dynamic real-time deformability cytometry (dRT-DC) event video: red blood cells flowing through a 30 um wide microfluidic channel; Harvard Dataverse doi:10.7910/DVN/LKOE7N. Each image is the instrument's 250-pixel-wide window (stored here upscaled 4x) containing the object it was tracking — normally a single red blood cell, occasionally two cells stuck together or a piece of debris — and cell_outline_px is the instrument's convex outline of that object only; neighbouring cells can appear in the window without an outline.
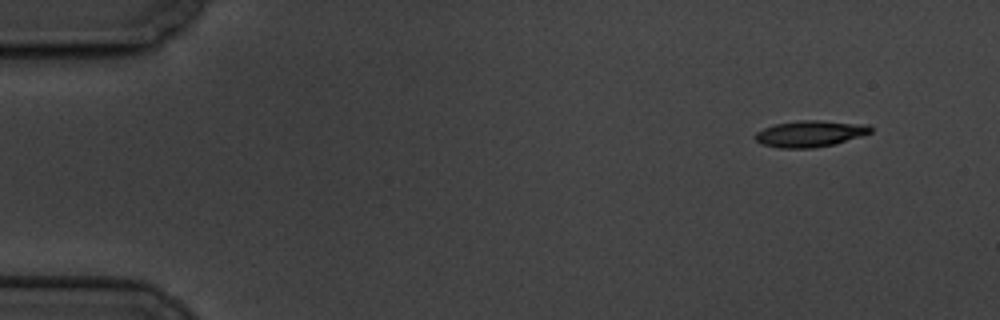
{"species": "common noctule bat (a hibernating species)", "species_latin": "Nyctalus noctula", "temperature_condition": "cold", "stored_images_in_passage": 6, "camera_frame_rate_fps": 3000, "um_per_image_px": 0.085, "animal": {"sex": "male", "body_mass_g": 19.5, "forearm_length_mm": 54.6}, "frame": {"image": 1, "passage_image": 1, "time_ms": 0.0, "image_size_px": [1000, 320], "cell_outline_px": [[872, 132], [860, 136], [832, 144], [812, 148], [780, 148], [764, 144], [756, 140], [752, 136], [756, 132], [764, 128], [776, 124], [796, 120], [820, 120], [868, 124], [872, 128]], "centroid_in_image_um": [68.84, 11.35], "position_along_channel_um": 16.2, "area_um2": 17.63}}
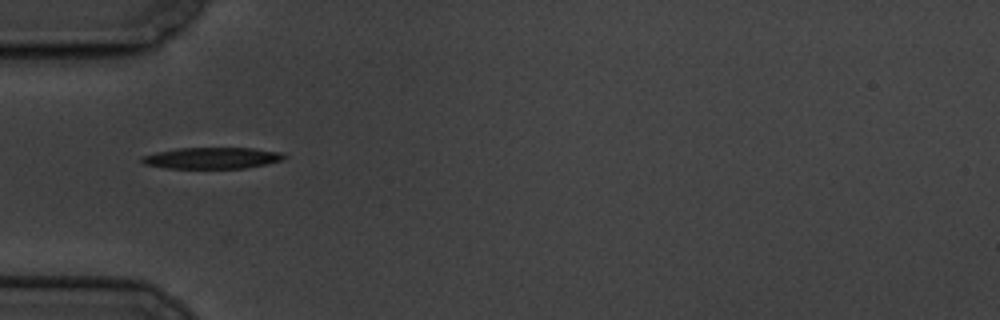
{"frame": {"image": 2, "passage_image": 5, "time_ms": 4.667, "image_size_px": [1000, 320], "cell_outline_px": [[288, 156], [280, 160], [264, 164], [244, 168], [164, 168], [144, 164], [140, 160], [144, 156], [156, 152], [180, 148], [252, 148], [280, 152]], "centroid_in_image_um": [18.0, 13.43], "position_along_channel_um": 67.0, "area_um2": 17.46}}
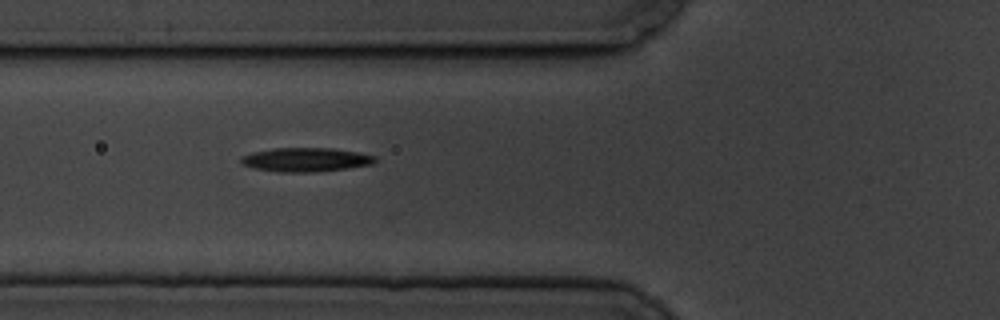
{"frame": {"image": 3, "passage_image": 6, "time_ms": 5.667, "image_size_px": [1000, 320], "cell_outline_px": [[376, 160], [372, 164], [348, 168], [312, 172], [280, 172], [256, 168], [240, 164], [240, 156], [252, 152], [272, 148], [332, 148], [360, 152], [376, 156]], "centroid_in_image_um": [25.98, 13.56], "position_along_channel_um": 99.8, "area_um2": 18.79}}